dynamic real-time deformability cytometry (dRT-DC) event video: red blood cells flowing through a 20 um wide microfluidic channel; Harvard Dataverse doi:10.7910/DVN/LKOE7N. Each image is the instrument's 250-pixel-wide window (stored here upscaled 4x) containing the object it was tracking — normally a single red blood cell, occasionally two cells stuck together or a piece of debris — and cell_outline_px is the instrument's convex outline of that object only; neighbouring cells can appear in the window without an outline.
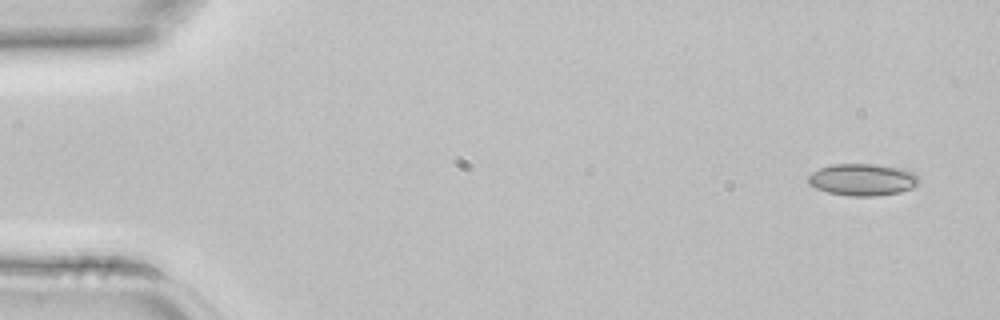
{"species": "common noctule bat (a hibernating species)", "species_latin": "Nyctalus noctula", "temperature_condition": "room temperature", "stored_images_in_passage": 4, "segment_of_instrument_passage": [1, 2], "camera_frame_rate_fps": 3000, "um_per_image_px": 0.085, "animal": {"sex": "female", "body_mass_g": 22.7, "forearm_length_mm": 54.2}, "frame": {"image": 1, "passage_image": 1, "time_ms": 0.0, "image_size_px": [1000, 320], "cell_outline_px": [[920, 184], [912, 188], [900, 192], [876, 196], [848, 196], [828, 192], [816, 188], [808, 184], [808, 176], [812, 172], [820, 168], [832, 164], [876, 164], [900, 168], [912, 172], [920, 180]], "centroid_in_image_um": [73.32, 15.27], "position_along_channel_um": 11.7, "area_um2": 20.69}}